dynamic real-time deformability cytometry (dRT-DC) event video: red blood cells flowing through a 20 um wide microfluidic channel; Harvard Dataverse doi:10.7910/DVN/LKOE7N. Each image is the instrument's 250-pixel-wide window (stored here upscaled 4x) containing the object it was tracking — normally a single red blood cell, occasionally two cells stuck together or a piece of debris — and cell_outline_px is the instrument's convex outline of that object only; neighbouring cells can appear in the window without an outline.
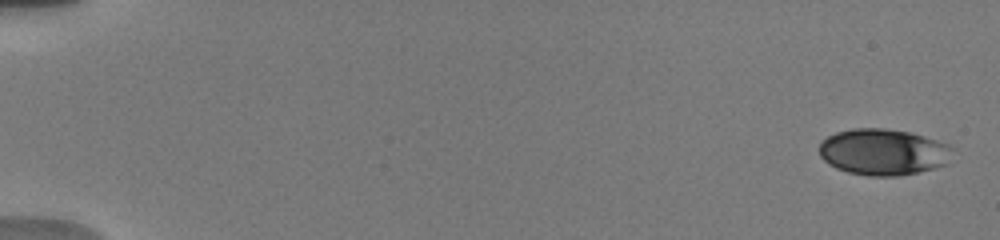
{"species": "human", "species_latin": "Homo sapiens", "temperature_condition": "warm", "stored_images_in_passage": 57, "camera_frame_rate_fps": 3000, "um_per_image_px": 0.085, "donor": {"sex": "male"}, "frame": {"image": 1, "passage_image": 2, "time_ms": 0.333, "image_size_px": [1000, 240], "cell_outline_px": [[956, 148], [948, 164], [936, 168], [900, 176], [868, 176], [848, 172], [836, 168], [828, 164], [820, 156], [820, 144], [828, 136], [836, 132], [852, 128], [884, 128], [912, 132], [948, 144]], "centroid_in_image_um": [75.13, 12.92], "position_along_channel_um": 9.9, "area_um2": 36.47}}
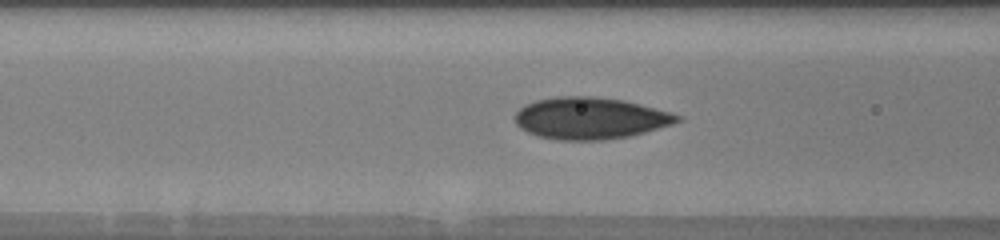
{"frame": {"image": 2, "passage_image": 21, "time_ms": 7.667, "image_size_px": [1000, 240], "cell_outline_px": [[684, 120], [672, 124], [644, 132], [628, 136], [604, 140], [556, 140], [540, 136], [528, 132], [520, 128], [516, 124], [516, 112], [524, 104], [536, 100], [556, 96], [592, 96], [624, 100], [640, 104], [684, 116]], "centroid_in_image_um": [50.17, 10.04], "position_along_channel_um": 116.4, "area_um2": 39.54}}
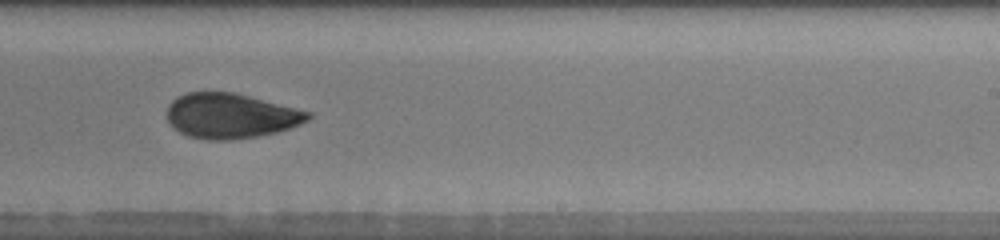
{"frame": {"image": 3, "passage_image": 36, "time_ms": 11.667, "image_size_px": [1000, 240], "cell_outline_px": [[312, 116], [308, 120], [300, 124], [276, 132], [256, 136], [228, 140], [208, 140], [188, 136], [172, 128], [168, 120], [168, 104], [176, 96], [188, 92], [232, 92], [312, 112]], "centroid_in_image_um": [19.57, 9.84], "position_along_channel_um": 269.4, "area_um2": 36.82}, "authors_computed_cell_mechanics": {"area_um2": 36.4718, "velocity_mm_per_s": 3.8254, "shape_relaxation_time_tau1_ms": 10.5941, "shape_relaxation_time_tau2_ms": 3.1152, "deformation_change_tau1": 0.178, "deformation_change_tau2": 0.0491}}